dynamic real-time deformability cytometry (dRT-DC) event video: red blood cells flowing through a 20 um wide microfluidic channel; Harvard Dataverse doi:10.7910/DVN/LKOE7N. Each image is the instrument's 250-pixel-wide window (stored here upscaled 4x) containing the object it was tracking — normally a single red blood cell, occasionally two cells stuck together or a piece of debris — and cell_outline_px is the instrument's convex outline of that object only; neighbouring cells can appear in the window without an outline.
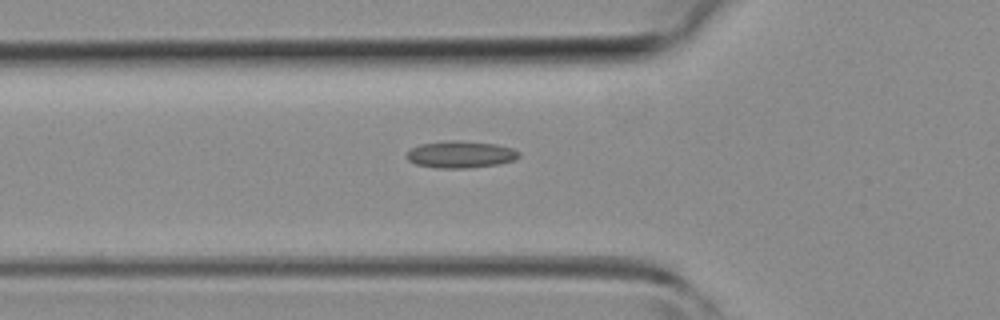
{"species": "common noctule bat (a hibernating species)", "species_latin": "Nyctalus noctula", "temperature_condition": "room temperature", "stored_images_in_passage": 33, "camera_frame_rate_fps": 3000, "um_per_image_px": 0.085, "animal": {"sex": "female", "body_mass_g": 19.3, "forearm_length_mm": 54.1}, "frame": {"image": 1, "passage_image": 10, "time_ms": 3.0, "image_size_px": [1000, 320], "cell_outline_px": [[520, 156], [516, 160], [500, 164], [468, 168], [436, 168], [416, 164], [408, 160], [408, 152], [412, 148], [420, 144], [444, 140], [452, 140], [496, 144], [512, 148], [520, 152]], "centroid_in_image_um": [39.19, 13.13], "position_along_channel_um": 86.6, "area_um2": 17.69}}
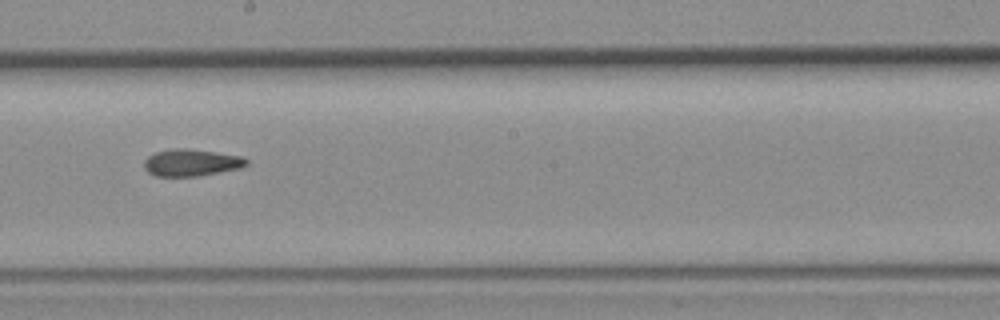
{"frame": {"image": 2, "passage_image": 19, "time_ms": 6.0, "image_size_px": [1000, 320], "cell_outline_px": [[248, 164], [240, 168], [200, 176], [156, 176], [148, 172], [144, 168], [144, 160], [148, 156], [156, 152], [172, 148], [184, 148], [216, 152], [240, 156], [248, 160]], "centroid_in_image_um": [16.25, 13.82], "position_along_channel_um": 232.0, "area_um2": 16.07}}
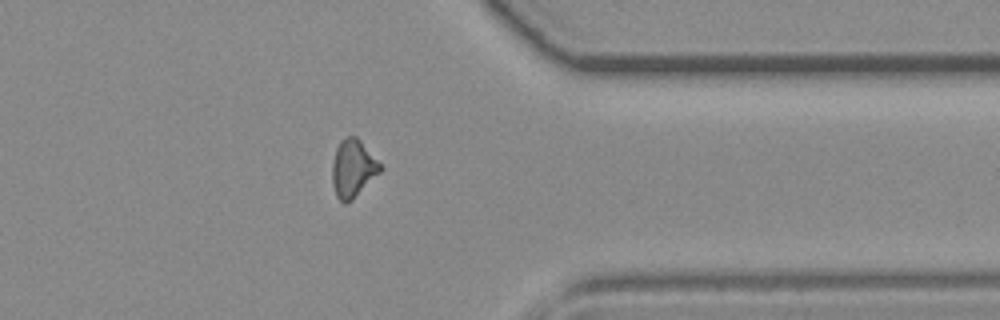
{"frame": {"image": 3, "passage_image": 29, "time_ms": 9.333, "image_size_px": [1000, 320], "cell_outline_px": [[384, 168], [352, 200], [344, 204], [336, 196], [332, 184], [332, 164], [336, 148], [340, 140], [348, 136], [356, 136], [360, 140]], "centroid_in_image_um": [29.99, 14.32], "position_along_channel_um": 381.4, "area_um2": 16.07}}